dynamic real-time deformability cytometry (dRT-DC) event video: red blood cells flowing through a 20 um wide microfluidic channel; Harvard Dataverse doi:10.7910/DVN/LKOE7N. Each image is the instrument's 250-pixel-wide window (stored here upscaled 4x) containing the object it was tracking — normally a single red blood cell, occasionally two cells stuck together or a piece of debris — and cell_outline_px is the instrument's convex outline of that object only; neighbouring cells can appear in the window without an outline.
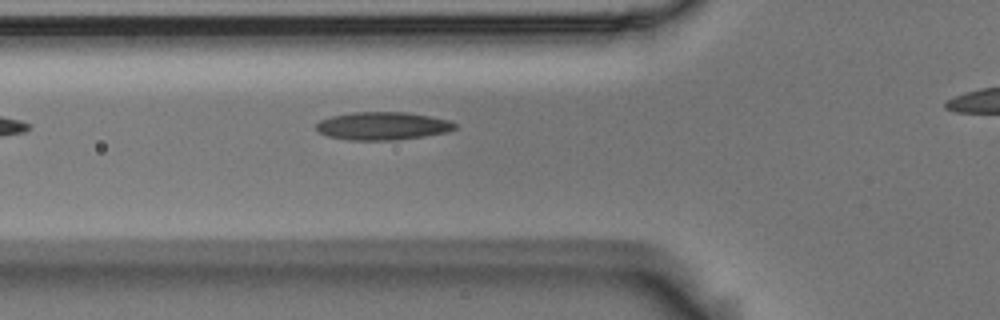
{"species": "Egyptian fruit bat (a non-hibernating species)", "species_latin": "Rousettus aegyptiacus", "temperature_condition": "room temperature", "stored_images_in_passage": 7, "camera_frame_rate_fps": 3000, "um_per_image_px": 0.085, "animal": {"sex": "male"}, "frame": {"image": 1, "passage_image": 3, "time_ms": 0.667, "image_size_px": [1000, 320], "cell_outline_px": [[456, 128], [448, 132], [424, 136], [396, 140], [348, 140], [328, 136], [320, 132], [316, 128], [316, 124], [320, 120], [332, 116], [352, 112], [408, 112], [448, 120], [456, 124]], "centroid_in_image_um": [32.52, 10.7], "position_along_channel_um": 93.3, "area_um2": 22.54}}